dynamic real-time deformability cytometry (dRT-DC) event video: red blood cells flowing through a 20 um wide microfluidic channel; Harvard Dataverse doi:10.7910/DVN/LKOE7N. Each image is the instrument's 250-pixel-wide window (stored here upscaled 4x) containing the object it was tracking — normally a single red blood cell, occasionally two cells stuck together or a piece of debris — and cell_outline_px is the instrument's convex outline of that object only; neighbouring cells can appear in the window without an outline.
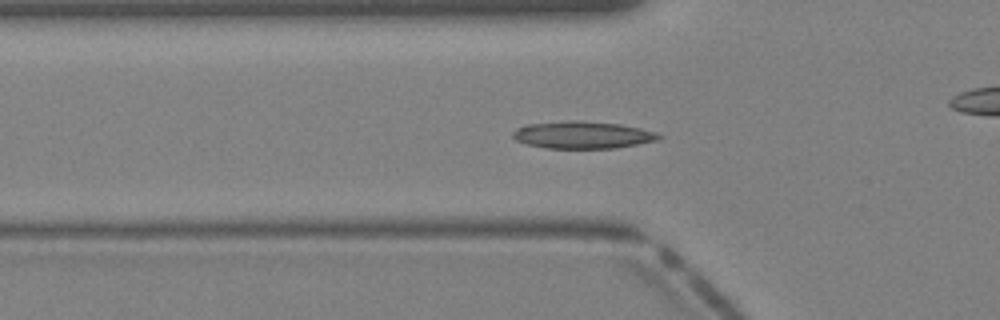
{"species": "Egyptian fruit bat (a non-hibernating species)", "species_latin": "Rousettus aegyptiacus", "temperature_condition": "warm", "stored_images_in_passage": 40, "camera_frame_rate_fps": 3000, "um_per_image_px": 0.085, "animal": {"sex": "female"}, "frame": {"image": 1, "passage_image": 13, "time_ms": 4.0, "image_size_px": [1000, 320], "cell_outline_px": [[660, 136], [656, 140], [616, 148], [544, 148], [528, 144], [516, 140], [512, 136], [512, 132], [516, 128], [528, 124], [580, 120], [620, 124], [640, 128], [656, 132]], "centroid_in_image_um": [49.49, 11.47], "position_along_channel_um": 76.3, "area_um2": 22.89}}
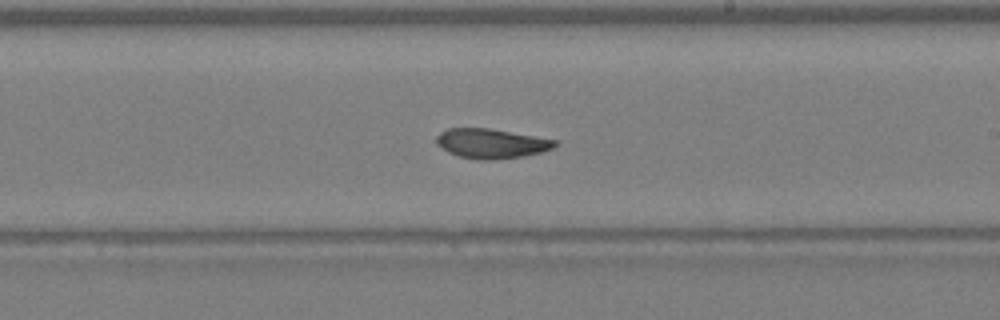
{"frame": {"image": 2, "passage_image": 23, "time_ms": 7.333, "image_size_px": [1000, 320], "cell_outline_px": [[556, 144], [552, 148], [540, 152], [520, 156], [492, 160], [480, 160], [460, 156], [448, 152], [436, 144], [436, 136], [440, 132], [448, 128], [488, 128], [556, 140]], "centroid_in_image_um": [41.7, 12.19], "position_along_channel_um": 247.3, "area_um2": 20.11}}
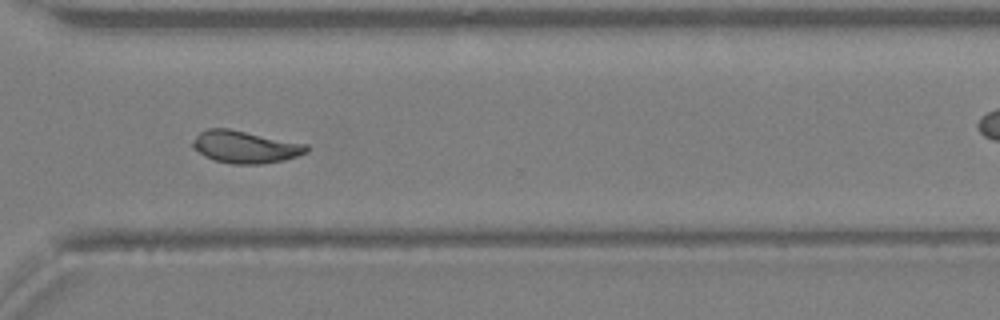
{"frame": {"image": 3, "passage_image": 29, "time_ms": 9.333, "image_size_px": [1000, 320], "cell_outline_px": [[308, 152], [300, 156], [284, 160], [260, 164], [232, 164], [212, 160], [204, 156], [192, 148], [192, 140], [200, 132], [208, 128], [228, 128], [308, 144]], "centroid_in_image_um": [20.84, 12.49], "position_along_channel_um": 349.8, "area_um2": 21.68}}